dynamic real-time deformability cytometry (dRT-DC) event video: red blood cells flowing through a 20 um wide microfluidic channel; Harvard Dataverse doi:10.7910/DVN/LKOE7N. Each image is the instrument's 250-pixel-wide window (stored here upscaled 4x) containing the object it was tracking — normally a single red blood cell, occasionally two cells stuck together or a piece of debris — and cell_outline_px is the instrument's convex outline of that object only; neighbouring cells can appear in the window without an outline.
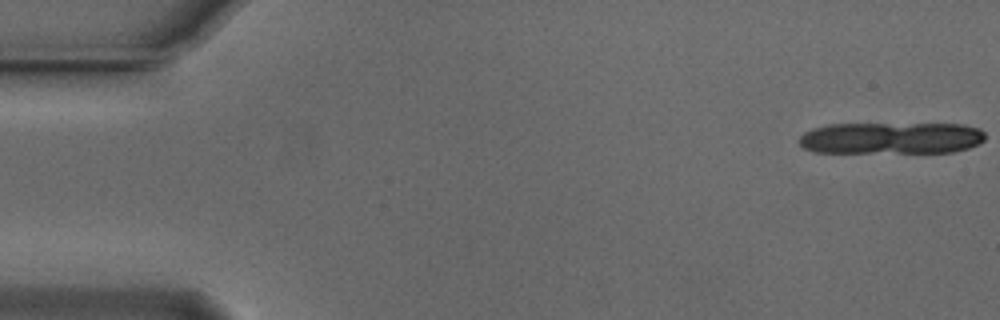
{"species": "Egyptian fruit bat (a non-hibernating species)", "species_latin": "Rousettus aegyptiacus", "temperature_condition": "cold", "stored_images_in_passage": 18, "camera_frame_rate_fps": 3000, "um_per_image_px": 0.085, "animal": {"sex": "male"}, "frame": {"image": 1, "passage_image": 1, "time_ms": 0.0, "image_size_px": [1000, 320], "cell_outline_px": [[984, 140], [968, 148], [952, 152], [812, 152], [804, 148], [800, 144], [800, 136], [804, 132], [812, 128], [828, 124], [964, 124], [980, 128], [984, 132]], "centroid_in_image_um": [75.74, 11.73], "position_along_channel_um": 9.3, "area_um2": 34.51}}